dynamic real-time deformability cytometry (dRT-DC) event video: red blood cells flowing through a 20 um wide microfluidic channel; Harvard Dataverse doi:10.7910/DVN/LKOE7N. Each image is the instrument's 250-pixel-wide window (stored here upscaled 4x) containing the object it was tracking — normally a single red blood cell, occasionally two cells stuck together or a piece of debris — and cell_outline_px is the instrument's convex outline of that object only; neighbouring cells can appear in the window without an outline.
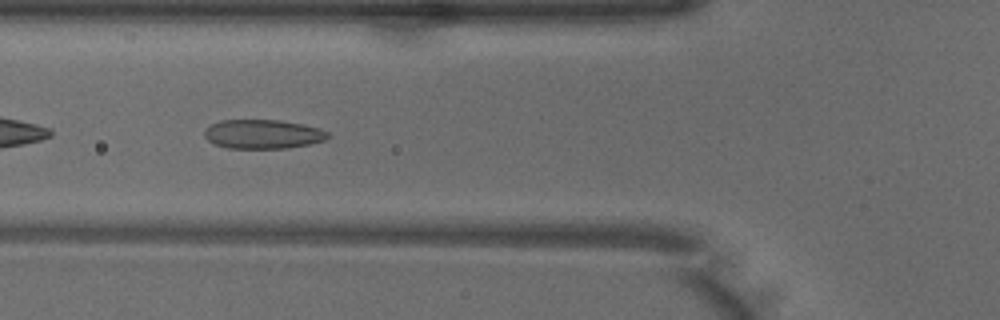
{"species": "common noctule bat (a hibernating species)", "species_latin": "Nyctalus noctula", "temperature_condition": "warm", "stored_images_in_passage": 45, "camera_frame_rate_fps": 3000, "um_per_image_px": 0.085, "animal": {"sex": "male", "body_mass_g": 18.8}, "frame": {"image": 1, "passage_image": 16, "time_ms": 5.0, "image_size_px": [1000, 320], "cell_outline_px": [[328, 136], [324, 140], [308, 144], [288, 148], [228, 148], [216, 144], [208, 140], [204, 136], [204, 128], [220, 120], [280, 120], [304, 124], [320, 128], [328, 132]], "centroid_in_image_um": [22.33, 11.39], "position_along_channel_um": 103.5, "area_um2": 20.92}}
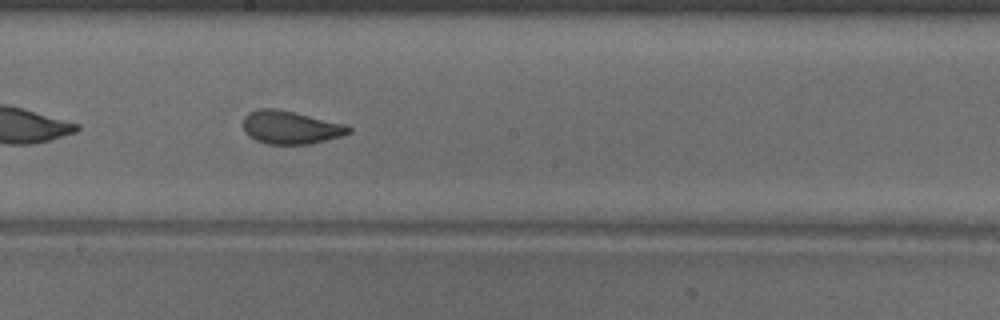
{"frame": {"image": 2, "passage_image": 25, "time_ms": 8.0, "image_size_px": [1000, 320], "cell_outline_px": [[352, 132], [344, 136], [308, 144], [268, 144], [256, 140], [248, 136], [244, 132], [244, 116], [248, 112], [260, 108], [276, 108], [348, 124], [352, 128]], "centroid_in_image_um": [24.73, 10.82], "position_along_channel_um": 223.5, "area_um2": 20.63}}
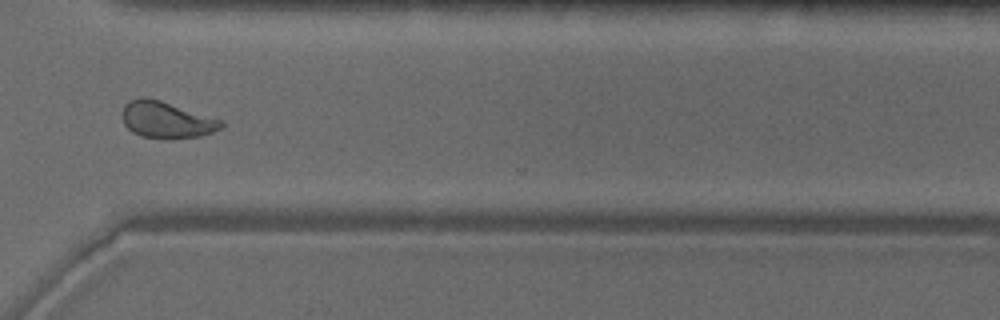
{"frame": {"image": 3, "passage_image": 35, "time_ms": 11.333, "image_size_px": [1000, 320], "cell_outline_px": [[224, 124], [220, 128], [212, 132], [200, 136], [140, 136], [132, 132], [124, 124], [120, 112], [124, 104], [128, 100], [140, 96], [144, 96], [160, 100], [224, 120]], "centroid_in_image_um": [14.1, 10.12], "position_along_channel_um": 356.5, "area_um2": 20.75}, "authors_computed_cell_mechanics": {"area_um2": 21.1548, "velocity_mm_per_s": 3.9956, "shape_relaxation_time_tau1_ms": 4.6055, "shape_relaxation_time_tau2_ms": 1.0032, "deformation_change_tau1": 0.1481, "deformation_change_tau2": 0.0605}}